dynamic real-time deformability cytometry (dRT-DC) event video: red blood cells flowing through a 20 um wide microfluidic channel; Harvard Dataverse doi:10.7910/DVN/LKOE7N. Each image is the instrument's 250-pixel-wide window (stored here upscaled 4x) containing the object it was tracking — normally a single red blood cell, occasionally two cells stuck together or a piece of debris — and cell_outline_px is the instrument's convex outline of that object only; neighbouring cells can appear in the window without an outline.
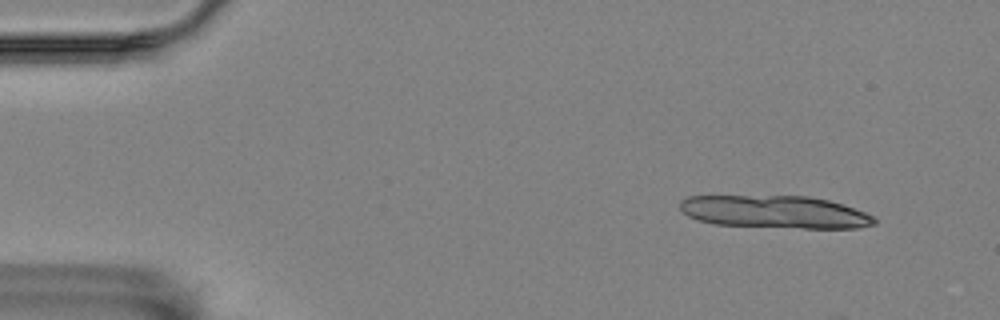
{"species": "Egyptian fruit bat (a non-hibernating species)", "species_latin": "Rousettus aegyptiacus", "temperature_condition": "room temperature", "stored_images_in_passage": 5, "camera_frame_rate_fps": 3000, "um_per_image_px": 0.085, "animal": {"sex": "female"}, "frame": {"image": 1, "passage_image": 2, "time_ms": 0.333, "image_size_px": [1000, 320], "cell_outline_px": [[876, 224], [860, 228], [804, 228], [716, 224], [700, 220], [688, 216], [680, 208], [680, 200], [688, 196], [808, 196], [828, 200], [864, 212], [872, 216], [876, 220]], "centroid_in_image_um": [65.87, 18.01], "position_along_channel_um": 19.1, "area_um2": 36.65}}